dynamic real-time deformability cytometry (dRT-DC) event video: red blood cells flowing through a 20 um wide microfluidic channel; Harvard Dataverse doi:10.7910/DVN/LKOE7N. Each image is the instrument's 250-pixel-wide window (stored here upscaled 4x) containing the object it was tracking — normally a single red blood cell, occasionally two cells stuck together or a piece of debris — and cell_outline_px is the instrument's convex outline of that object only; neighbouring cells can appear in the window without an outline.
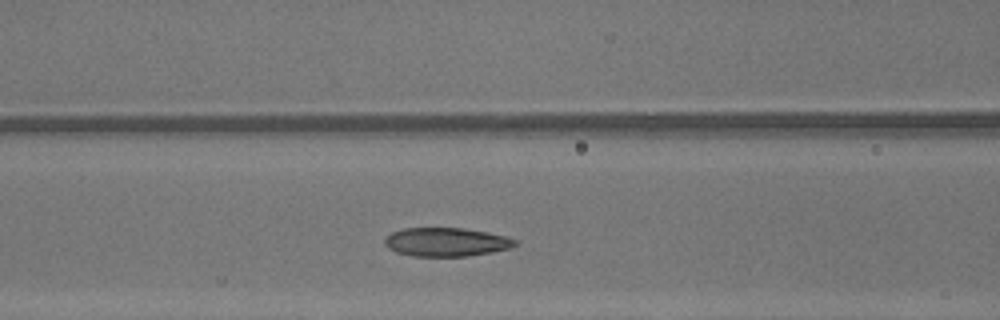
{"species": "common noctule bat (a hibernating species)", "species_latin": "Nyctalus noctula", "temperature_condition": "warm", "stored_images_in_passage": 27, "camera_frame_rate_fps": 3000, "um_per_image_px": 0.085, "animal": {"sex": "male", "body_mass_g": 13.3}, "frame": {"image": 1, "passage_image": 9, "time_ms": 2.667, "image_size_px": [1000, 320], "cell_outline_px": [[516, 244], [512, 248], [492, 252], [468, 256], [412, 256], [396, 252], [388, 248], [384, 244], [384, 240], [392, 232], [404, 228], [460, 228], [484, 232], [504, 236], [516, 240]], "centroid_in_image_um": [37.9, 20.58], "position_along_channel_um": 128.7, "area_um2": 21.62}}
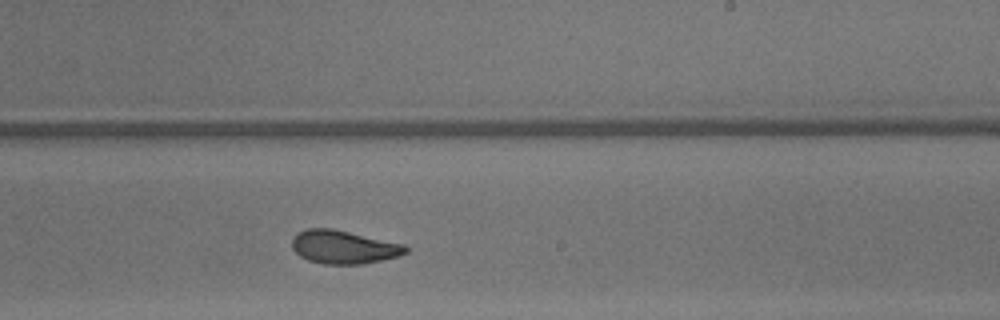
{"frame": {"image": 2, "passage_image": 18, "time_ms": 5.667, "image_size_px": [1000, 320], "cell_outline_px": [[408, 252], [400, 256], [364, 264], [324, 264], [308, 260], [300, 256], [292, 248], [292, 240], [296, 232], [308, 228], [332, 228], [404, 244], [408, 248]], "centroid_in_image_um": [29.21, 21.0], "position_along_channel_um": 259.8, "area_um2": 22.2}}
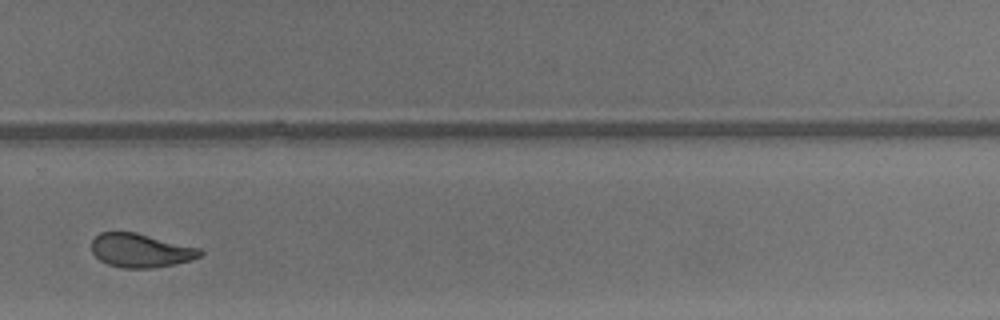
{"frame": {"image": 3, "passage_image": 22, "time_ms": 7.0, "image_size_px": [1000, 320], "cell_outline_px": [[204, 252], [200, 256], [192, 260], [152, 268], [124, 268], [108, 264], [100, 260], [92, 252], [92, 240], [100, 232], [136, 232], [200, 248]], "centroid_in_image_um": [11.96, 21.28], "position_along_channel_um": 317.8, "area_um2": 21.27}, "authors_computed_cell_mechanics": {"area_um2": 22.1952, "velocity_mm_per_s": 4.3751, "shape_relaxation_time_tau1_ms": 5.1008, "shape_relaxation_time_tau2_ms": 1.7441, "deformation_change_tau1": 0.1697, "deformation_change_tau2": 0.0739}}